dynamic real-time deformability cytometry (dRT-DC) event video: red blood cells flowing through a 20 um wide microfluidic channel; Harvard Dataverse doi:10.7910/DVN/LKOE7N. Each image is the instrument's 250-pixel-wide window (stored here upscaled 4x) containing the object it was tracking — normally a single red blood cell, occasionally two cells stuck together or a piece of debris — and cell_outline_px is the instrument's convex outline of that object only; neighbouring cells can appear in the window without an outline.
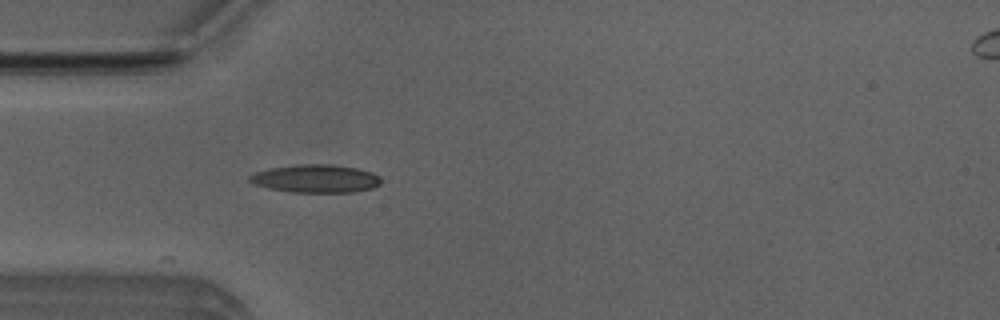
{"species": "Egyptian fruit bat (a non-hibernating species)", "species_latin": "Rousettus aegyptiacus", "temperature_condition": "room temperature", "stored_images_in_passage": 4, "camera_frame_rate_fps": 3000, "um_per_image_px": 0.085, "animal": {"sex": "male"}, "frame": {"image": 1, "passage_image": 4, "time_ms": 1.0, "image_size_px": [1000, 320], "cell_outline_px": [[380, 184], [372, 188], [352, 192], [292, 192], [268, 188], [252, 184], [248, 180], [248, 176], [256, 172], [272, 168], [300, 164], [332, 164], [356, 168], [372, 172], [380, 176]], "centroid_in_image_um": [26.83, 15.18], "position_along_channel_um": 58.2, "area_um2": 21.44}}